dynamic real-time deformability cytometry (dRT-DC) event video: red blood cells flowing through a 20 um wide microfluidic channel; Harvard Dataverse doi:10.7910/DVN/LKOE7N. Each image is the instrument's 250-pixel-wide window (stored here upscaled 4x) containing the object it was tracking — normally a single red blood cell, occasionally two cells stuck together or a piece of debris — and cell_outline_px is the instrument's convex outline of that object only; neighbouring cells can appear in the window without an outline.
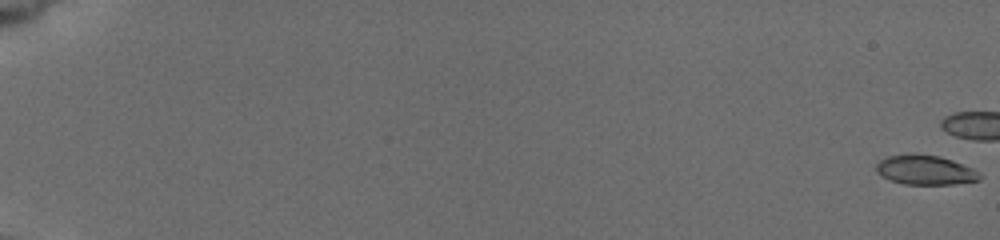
{"species": "common noctule bat (a hibernating species)", "species_latin": "Nyctalus noctula", "temperature_condition": "cold", "stored_images_in_passage": 9, "camera_frame_rate_fps": 3000, "um_per_image_px": 0.085, "animal": {"sex": "female", "body_mass_g": 19.5, "forearm_length_mm": 54.1}, "frame": {"image": 1, "passage_image": 1, "time_ms": 0.0, "image_size_px": [1000, 240], "cell_outline_px": [[980, 180], [952, 184], [904, 184], [892, 180], [876, 172], [876, 164], [880, 160], [888, 156], [912, 152], [916, 152], [940, 156], [952, 160], [972, 168], [980, 176]], "centroid_in_image_um": [78.61, 14.42], "position_along_channel_um": 6.4, "area_um2": 17.8}}
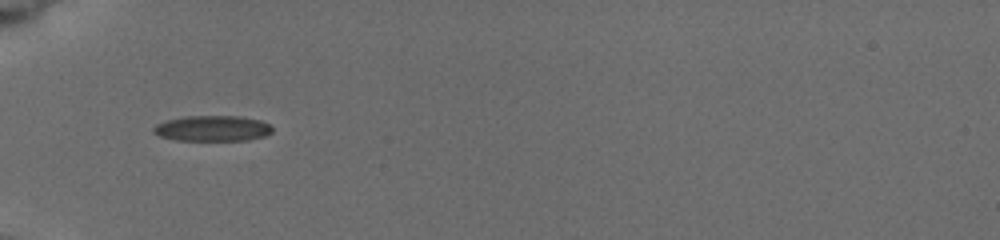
{"frame": {"image": 2, "passage_image": 9, "time_ms": 8.0, "image_size_px": [1000, 240], "cell_outline_px": [[272, 132], [264, 136], [248, 140], [176, 140], [160, 136], [152, 132], [152, 128], [156, 124], [168, 120], [184, 116], [240, 116], [260, 120], [268, 124], [272, 128]], "centroid_in_image_um": [18.04, 10.91], "position_along_channel_um": 67.0, "area_um2": 17.69}}